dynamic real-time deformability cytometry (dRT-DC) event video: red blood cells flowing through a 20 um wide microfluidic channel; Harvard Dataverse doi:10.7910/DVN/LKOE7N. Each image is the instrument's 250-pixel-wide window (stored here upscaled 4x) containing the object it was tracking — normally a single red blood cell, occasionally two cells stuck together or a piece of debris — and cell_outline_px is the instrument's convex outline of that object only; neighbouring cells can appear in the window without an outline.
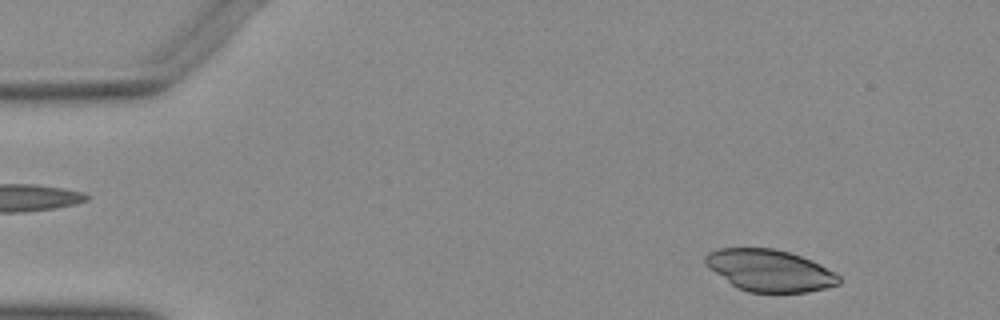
{"species": "Egyptian fruit bat (a non-hibernating species)", "species_latin": "Rousettus aegyptiacus", "temperature_condition": "warm", "stored_images_in_passage": 47, "camera_frame_rate_fps": 3000, "um_per_image_px": 0.085, "animal": {"sex": "female"}, "frame": {"image": 1, "passage_image": 5, "time_ms": 1.333, "image_size_px": [1000, 320], "cell_outline_px": [[840, 284], [808, 292], [748, 292], [736, 288], [708, 268], [704, 264], [704, 256], [708, 252], [720, 248], [772, 248], [788, 252], [800, 256], [820, 264], [840, 276]], "centroid_in_image_um": [65.37, 22.99], "position_along_channel_um": 19.6, "area_um2": 32.54}}